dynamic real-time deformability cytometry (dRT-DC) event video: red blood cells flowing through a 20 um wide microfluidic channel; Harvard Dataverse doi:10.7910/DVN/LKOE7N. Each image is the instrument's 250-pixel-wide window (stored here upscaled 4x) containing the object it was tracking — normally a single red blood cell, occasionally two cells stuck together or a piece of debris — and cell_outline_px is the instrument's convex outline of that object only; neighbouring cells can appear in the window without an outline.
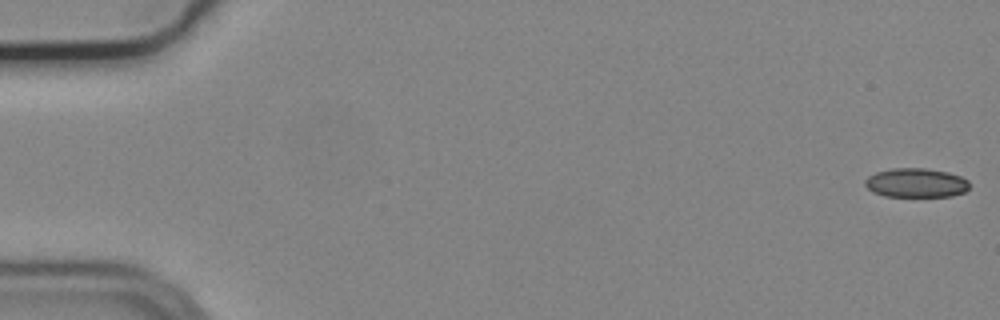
{"species": "common noctule bat (a hibernating species)", "species_latin": "Nyctalus noctula", "temperature_condition": "cold", "stored_images_in_passage": 55, "camera_frame_rate_fps": 3000, "um_per_image_px": 0.085, "animal": {"sex": "male", "body_mass_g": 19.2, "forearm_length_mm": 51.8}, "frame": {"image": 1, "passage_image": 1, "time_ms": 0.0, "image_size_px": [1000, 320], "cell_outline_px": [[968, 188], [964, 192], [952, 196], [884, 196], [872, 192], [864, 184], [864, 180], [868, 176], [876, 172], [892, 168], [924, 168], [948, 172], [960, 176], [968, 180]], "centroid_in_image_um": [77.83, 15.54], "position_along_channel_um": 7.2, "area_um2": 17.74}}
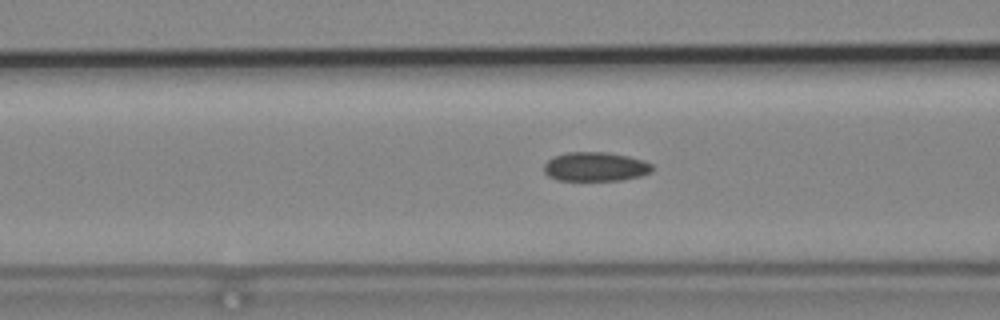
{"frame": {"image": 2, "passage_image": 22, "time_ms": 7.0, "image_size_px": [1000, 320], "cell_outline_px": [[652, 172], [640, 176], [624, 180], [556, 180], [548, 176], [544, 172], [544, 164], [552, 156], [568, 152], [608, 152], [628, 156], [644, 160], [652, 164]], "centroid_in_image_um": [50.6, 14.16], "position_along_channel_um": 116.0, "area_um2": 18.55}}
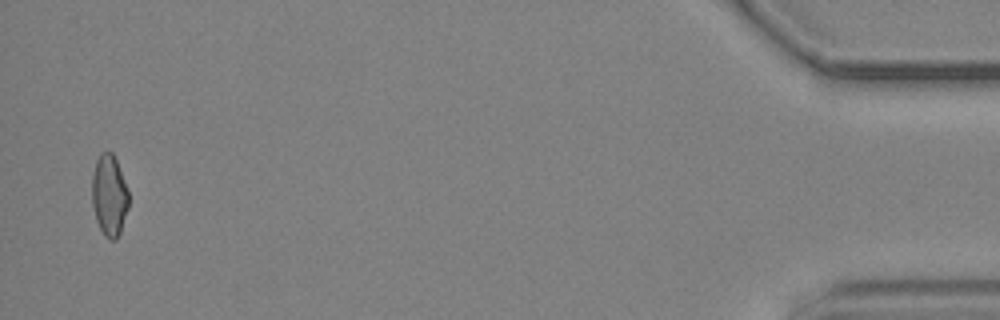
{"frame": {"image": 3, "passage_image": 54, "time_ms": 17.667, "image_size_px": [1000, 320], "cell_outline_px": [[128, 208], [120, 232], [116, 240], [108, 240], [104, 236], [96, 220], [92, 204], [92, 172], [96, 160], [100, 152], [112, 152], [116, 160], [128, 188]], "centroid_in_image_um": [9.28, 16.61], "position_along_channel_um": 425.9, "area_um2": 17.51}, "authors_computed_cell_mechanics": {"area_um2": 18.3804, "velocity_mm_per_s": 3.7456, "shape_relaxation_time_tau1_ms": null, "shape_relaxation_time_tau2_ms": 5.5333, "deformation_change_tau1": null, "deformation_change_tau2": 0.1111}}